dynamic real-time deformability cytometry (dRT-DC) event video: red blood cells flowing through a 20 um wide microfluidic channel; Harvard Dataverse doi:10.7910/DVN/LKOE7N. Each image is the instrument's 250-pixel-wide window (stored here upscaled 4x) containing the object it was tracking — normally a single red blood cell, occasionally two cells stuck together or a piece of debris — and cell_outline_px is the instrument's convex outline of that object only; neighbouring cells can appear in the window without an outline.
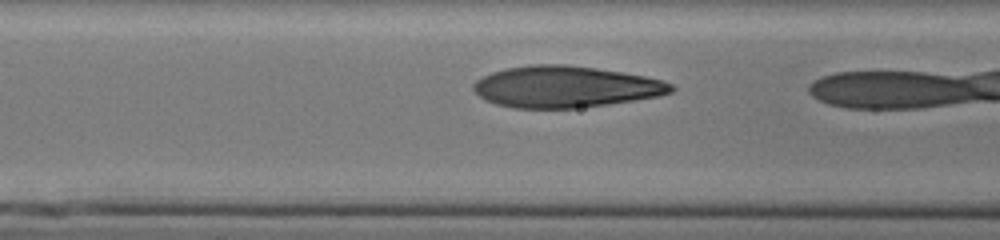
{"species": "human", "species_latin": "Homo sapiens", "temperature_condition": "cold", "stored_images_in_passage": 5, "camera_frame_rate_fps": 3000, "um_per_image_px": 0.085, "donor": {"sex": "male"}, "frame": {"image": 1, "passage_image": 3, "time_ms": 0.667, "image_size_px": [1000, 240], "cell_outline_px": [[676, 88], [672, 92], [660, 96], [608, 104], [576, 108], [516, 108], [496, 104], [484, 100], [472, 88], [472, 84], [476, 80], [492, 72], [508, 68], [532, 64], [564, 64], [596, 68], [644, 76], [660, 80], [672, 84]], "centroid_in_image_um": [48.05, 7.38], "position_along_channel_um": 118.5, "area_um2": 47.63}}